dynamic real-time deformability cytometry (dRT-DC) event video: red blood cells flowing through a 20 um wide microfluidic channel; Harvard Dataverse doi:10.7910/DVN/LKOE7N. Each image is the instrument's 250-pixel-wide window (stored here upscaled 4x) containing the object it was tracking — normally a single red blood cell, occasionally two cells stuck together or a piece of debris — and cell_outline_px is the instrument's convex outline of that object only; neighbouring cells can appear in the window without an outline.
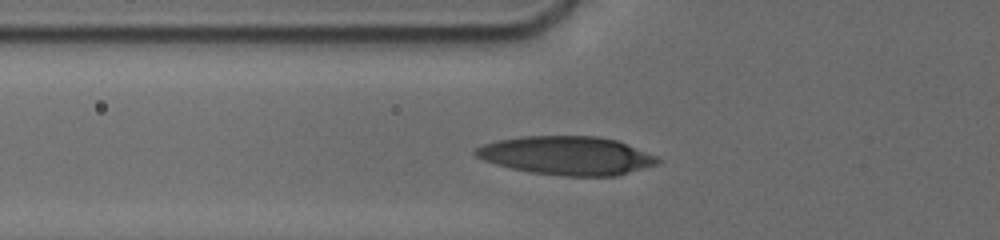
{"species": "human", "species_latin": "Homo sapiens", "temperature_condition": "cold", "stored_images_in_passage": 10, "camera_frame_rate_fps": 3000, "um_per_image_px": 0.085, "donor": {"sex": "male"}, "frame": {"image": 1, "passage_image": 2, "time_ms": 0.333, "image_size_px": [1000, 240], "cell_outline_px": [[660, 160], [656, 164], [616, 176], [560, 176], [528, 172], [496, 164], [484, 160], [476, 156], [472, 152], [476, 148], [484, 144], [500, 140], [524, 136], [600, 136], [616, 140], [656, 156]], "centroid_in_image_um": [48.15, 13.23], "position_along_channel_um": 77.6, "area_um2": 40.63}}
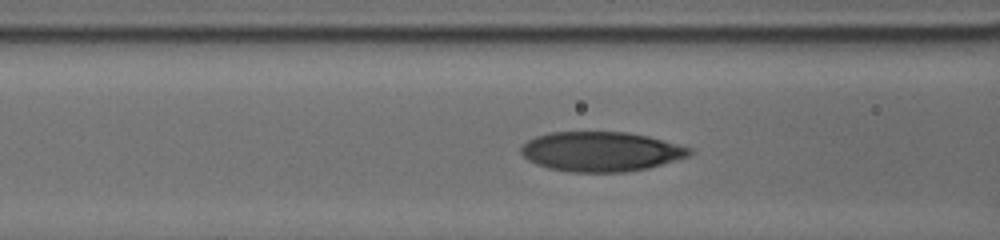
{"frame": {"image": 2, "passage_image": 6, "time_ms": 1.333, "image_size_px": [1000, 240], "cell_outline_px": [[692, 152], [688, 156], [648, 168], [624, 172], [572, 172], [548, 168], [536, 164], [528, 160], [520, 152], [520, 148], [528, 140], [536, 136], [552, 132], [628, 132], [648, 136], [692, 148]], "centroid_in_image_um": [51.06, 12.88], "position_along_channel_um": 115.5, "area_um2": 38.84}}
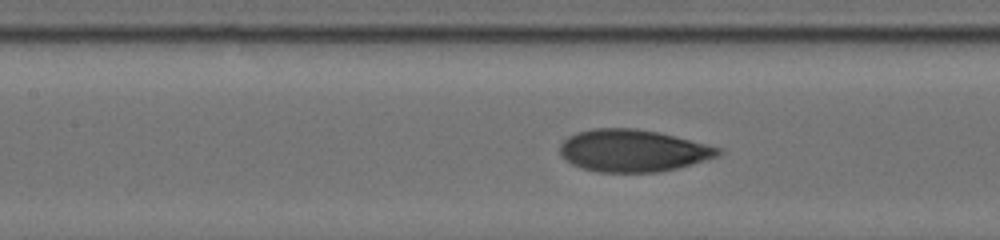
{"frame": {"image": 3, "passage_image": 9, "time_ms": 2.333, "image_size_px": [1000, 240], "cell_outline_px": [[724, 152], [720, 156], [692, 164], [660, 172], [596, 172], [580, 168], [572, 164], [560, 152], [560, 144], [568, 136], [576, 132], [592, 128], [636, 128], [656, 132], [708, 144], [720, 148]], "centroid_in_image_um": [53.81, 12.8], "position_along_channel_um": 153.6, "area_um2": 38.96}}